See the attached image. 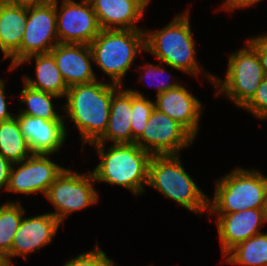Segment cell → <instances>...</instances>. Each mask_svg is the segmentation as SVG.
I'll return each instance as SVG.
<instances>
[{"instance_id":"6da1fadb","label":"cell","mask_w":267,"mask_h":266,"mask_svg":"<svg viewBox=\"0 0 267 266\" xmlns=\"http://www.w3.org/2000/svg\"><path fill=\"white\" fill-rule=\"evenodd\" d=\"M121 86L98 80L70 86L63 106L69 118L75 123L82 138V143L96 142L106 131L110 116L113 94Z\"/></svg>"},{"instance_id":"7a4b0ae2","label":"cell","mask_w":267,"mask_h":266,"mask_svg":"<svg viewBox=\"0 0 267 266\" xmlns=\"http://www.w3.org/2000/svg\"><path fill=\"white\" fill-rule=\"evenodd\" d=\"M101 162L94 168L95 181L118 185L139 196L148 181V166L152 155L132 144H113L105 152L104 143H91Z\"/></svg>"},{"instance_id":"3957f363","label":"cell","mask_w":267,"mask_h":266,"mask_svg":"<svg viewBox=\"0 0 267 266\" xmlns=\"http://www.w3.org/2000/svg\"><path fill=\"white\" fill-rule=\"evenodd\" d=\"M189 18V12L186 11L176 15L158 31L144 30L145 51L175 70L198 77L201 68L195 58L196 42L193 40Z\"/></svg>"},{"instance_id":"277c9868","label":"cell","mask_w":267,"mask_h":266,"mask_svg":"<svg viewBox=\"0 0 267 266\" xmlns=\"http://www.w3.org/2000/svg\"><path fill=\"white\" fill-rule=\"evenodd\" d=\"M180 155H153L148 166L147 185L200 215L208 210V196L185 171Z\"/></svg>"},{"instance_id":"5b68a950","label":"cell","mask_w":267,"mask_h":266,"mask_svg":"<svg viewBox=\"0 0 267 266\" xmlns=\"http://www.w3.org/2000/svg\"><path fill=\"white\" fill-rule=\"evenodd\" d=\"M215 184L214 198L208 200L210 214L265 209L267 176L257 169L235 168Z\"/></svg>"},{"instance_id":"8992f818","label":"cell","mask_w":267,"mask_h":266,"mask_svg":"<svg viewBox=\"0 0 267 266\" xmlns=\"http://www.w3.org/2000/svg\"><path fill=\"white\" fill-rule=\"evenodd\" d=\"M89 45L93 62L111 78L110 83L122 87L136 56L145 50V32L144 29L101 30Z\"/></svg>"},{"instance_id":"52a82bcc","label":"cell","mask_w":267,"mask_h":266,"mask_svg":"<svg viewBox=\"0 0 267 266\" xmlns=\"http://www.w3.org/2000/svg\"><path fill=\"white\" fill-rule=\"evenodd\" d=\"M208 75V76H207ZM204 71V77L217 86L220 93L226 95L234 104L242 108L254 95L265 74L256 50L247 42V46L229 56L225 79Z\"/></svg>"},{"instance_id":"ba28073f","label":"cell","mask_w":267,"mask_h":266,"mask_svg":"<svg viewBox=\"0 0 267 266\" xmlns=\"http://www.w3.org/2000/svg\"><path fill=\"white\" fill-rule=\"evenodd\" d=\"M59 43L56 0L27 2V22L19 51L11 58L14 70L28 56L48 53Z\"/></svg>"},{"instance_id":"9c48e42d","label":"cell","mask_w":267,"mask_h":266,"mask_svg":"<svg viewBox=\"0 0 267 266\" xmlns=\"http://www.w3.org/2000/svg\"><path fill=\"white\" fill-rule=\"evenodd\" d=\"M94 182L92 172L79 174L65 168L45 195L56 209L50 213L62 223L74 211L96 204L99 195L92 185Z\"/></svg>"},{"instance_id":"30bf717a","label":"cell","mask_w":267,"mask_h":266,"mask_svg":"<svg viewBox=\"0 0 267 266\" xmlns=\"http://www.w3.org/2000/svg\"><path fill=\"white\" fill-rule=\"evenodd\" d=\"M195 138L177 121L154 108L142 135L135 141L153 155H180Z\"/></svg>"},{"instance_id":"8fae6325","label":"cell","mask_w":267,"mask_h":266,"mask_svg":"<svg viewBox=\"0 0 267 266\" xmlns=\"http://www.w3.org/2000/svg\"><path fill=\"white\" fill-rule=\"evenodd\" d=\"M56 0V24L59 43L89 45L102 30L89 0ZM60 12H59V11Z\"/></svg>"},{"instance_id":"7c38bea8","label":"cell","mask_w":267,"mask_h":266,"mask_svg":"<svg viewBox=\"0 0 267 266\" xmlns=\"http://www.w3.org/2000/svg\"><path fill=\"white\" fill-rule=\"evenodd\" d=\"M48 157V154H32L27 159L14 163L7 191L25 195L41 192L46 195L50 185L65 169Z\"/></svg>"},{"instance_id":"4fadbf2b","label":"cell","mask_w":267,"mask_h":266,"mask_svg":"<svg viewBox=\"0 0 267 266\" xmlns=\"http://www.w3.org/2000/svg\"><path fill=\"white\" fill-rule=\"evenodd\" d=\"M212 214H218L217 231L223 256L239 243L262 233L259 231L260 226L267 223L264 209H246L233 213Z\"/></svg>"},{"instance_id":"5bb4252c","label":"cell","mask_w":267,"mask_h":266,"mask_svg":"<svg viewBox=\"0 0 267 266\" xmlns=\"http://www.w3.org/2000/svg\"><path fill=\"white\" fill-rule=\"evenodd\" d=\"M15 116L32 154L51 155L61 149L67 135L66 122L21 113Z\"/></svg>"},{"instance_id":"9a60e30c","label":"cell","mask_w":267,"mask_h":266,"mask_svg":"<svg viewBox=\"0 0 267 266\" xmlns=\"http://www.w3.org/2000/svg\"><path fill=\"white\" fill-rule=\"evenodd\" d=\"M50 53L68 87L97 80L91 65L93 54L90 45L58 43Z\"/></svg>"},{"instance_id":"2e32d148","label":"cell","mask_w":267,"mask_h":266,"mask_svg":"<svg viewBox=\"0 0 267 266\" xmlns=\"http://www.w3.org/2000/svg\"><path fill=\"white\" fill-rule=\"evenodd\" d=\"M60 221L51 213L22 218L11 245V257L27 255L50 244L56 235Z\"/></svg>"},{"instance_id":"e0dca14e","label":"cell","mask_w":267,"mask_h":266,"mask_svg":"<svg viewBox=\"0 0 267 266\" xmlns=\"http://www.w3.org/2000/svg\"><path fill=\"white\" fill-rule=\"evenodd\" d=\"M181 84L157 94L155 108L181 124L194 138L199 130L202 104Z\"/></svg>"},{"instance_id":"ac0fdd59","label":"cell","mask_w":267,"mask_h":266,"mask_svg":"<svg viewBox=\"0 0 267 266\" xmlns=\"http://www.w3.org/2000/svg\"><path fill=\"white\" fill-rule=\"evenodd\" d=\"M102 30L140 29L136 23L145 9L134 0H89Z\"/></svg>"},{"instance_id":"d6986e66","label":"cell","mask_w":267,"mask_h":266,"mask_svg":"<svg viewBox=\"0 0 267 266\" xmlns=\"http://www.w3.org/2000/svg\"><path fill=\"white\" fill-rule=\"evenodd\" d=\"M27 22V2L0 0V50L12 58L20 49Z\"/></svg>"},{"instance_id":"ffe728a7","label":"cell","mask_w":267,"mask_h":266,"mask_svg":"<svg viewBox=\"0 0 267 266\" xmlns=\"http://www.w3.org/2000/svg\"><path fill=\"white\" fill-rule=\"evenodd\" d=\"M131 113L132 92L120 87L112 96L107 129L94 143L132 144Z\"/></svg>"},{"instance_id":"44dd1931","label":"cell","mask_w":267,"mask_h":266,"mask_svg":"<svg viewBox=\"0 0 267 266\" xmlns=\"http://www.w3.org/2000/svg\"><path fill=\"white\" fill-rule=\"evenodd\" d=\"M33 57L36 63V79L25 76L23 83L33 89L54 94L60 98L65 97L69 87L50 52L28 56L18 66L32 61Z\"/></svg>"},{"instance_id":"7402d4cb","label":"cell","mask_w":267,"mask_h":266,"mask_svg":"<svg viewBox=\"0 0 267 266\" xmlns=\"http://www.w3.org/2000/svg\"><path fill=\"white\" fill-rule=\"evenodd\" d=\"M0 154L12 164L32 155L15 114L11 119L0 121Z\"/></svg>"},{"instance_id":"603a6c76","label":"cell","mask_w":267,"mask_h":266,"mask_svg":"<svg viewBox=\"0 0 267 266\" xmlns=\"http://www.w3.org/2000/svg\"><path fill=\"white\" fill-rule=\"evenodd\" d=\"M226 263L244 266H267V233H260L239 243L226 255Z\"/></svg>"},{"instance_id":"cb8c5ba5","label":"cell","mask_w":267,"mask_h":266,"mask_svg":"<svg viewBox=\"0 0 267 266\" xmlns=\"http://www.w3.org/2000/svg\"><path fill=\"white\" fill-rule=\"evenodd\" d=\"M21 103L26 104V109H22L19 113L26 114L33 117H41L46 120H64V116L59 115L54 110L52 98H59L58 96L46 93L40 90L33 89L24 83V87L20 92Z\"/></svg>"},{"instance_id":"d4e9b609","label":"cell","mask_w":267,"mask_h":266,"mask_svg":"<svg viewBox=\"0 0 267 266\" xmlns=\"http://www.w3.org/2000/svg\"><path fill=\"white\" fill-rule=\"evenodd\" d=\"M25 210L19 202H9L0 205V252L8 256L11 260V245L15 233L22 222Z\"/></svg>"},{"instance_id":"484cf974","label":"cell","mask_w":267,"mask_h":266,"mask_svg":"<svg viewBox=\"0 0 267 266\" xmlns=\"http://www.w3.org/2000/svg\"><path fill=\"white\" fill-rule=\"evenodd\" d=\"M132 92V113H131V129L132 143L142 135L147 121L155 108V103L144 97L138 91L129 89Z\"/></svg>"},{"instance_id":"4316f807","label":"cell","mask_w":267,"mask_h":266,"mask_svg":"<svg viewBox=\"0 0 267 266\" xmlns=\"http://www.w3.org/2000/svg\"><path fill=\"white\" fill-rule=\"evenodd\" d=\"M63 266H116L106 253L97 244L89 252L81 253L67 261Z\"/></svg>"},{"instance_id":"83f0119b","label":"cell","mask_w":267,"mask_h":266,"mask_svg":"<svg viewBox=\"0 0 267 266\" xmlns=\"http://www.w3.org/2000/svg\"><path fill=\"white\" fill-rule=\"evenodd\" d=\"M259 119H267V76L255 91L252 98L242 107Z\"/></svg>"},{"instance_id":"f1b7e54d","label":"cell","mask_w":267,"mask_h":266,"mask_svg":"<svg viewBox=\"0 0 267 266\" xmlns=\"http://www.w3.org/2000/svg\"><path fill=\"white\" fill-rule=\"evenodd\" d=\"M139 69L143 68L145 71V75L152 78H158L159 75H162V73H165V69L163 68L162 65H154L147 63L146 66H139ZM146 81V80H145ZM154 85V84H153ZM178 84L177 82H171V83H165L164 81H161V84L154 85L157 88V94L165 92L167 90H170L172 88L177 87Z\"/></svg>"},{"instance_id":"f546056e","label":"cell","mask_w":267,"mask_h":266,"mask_svg":"<svg viewBox=\"0 0 267 266\" xmlns=\"http://www.w3.org/2000/svg\"><path fill=\"white\" fill-rule=\"evenodd\" d=\"M257 52L265 76H267V34L250 38L247 41Z\"/></svg>"},{"instance_id":"4dcf8cb0","label":"cell","mask_w":267,"mask_h":266,"mask_svg":"<svg viewBox=\"0 0 267 266\" xmlns=\"http://www.w3.org/2000/svg\"><path fill=\"white\" fill-rule=\"evenodd\" d=\"M12 163L0 154V190H7Z\"/></svg>"},{"instance_id":"1f68e13d","label":"cell","mask_w":267,"mask_h":266,"mask_svg":"<svg viewBox=\"0 0 267 266\" xmlns=\"http://www.w3.org/2000/svg\"><path fill=\"white\" fill-rule=\"evenodd\" d=\"M5 81L0 79V121H5L13 118L14 116L8 111V106L5 96Z\"/></svg>"},{"instance_id":"d6a6232c","label":"cell","mask_w":267,"mask_h":266,"mask_svg":"<svg viewBox=\"0 0 267 266\" xmlns=\"http://www.w3.org/2000/svg\"><path fill=\"white\" fill-rule=\"evenodd\" d=\"M260 1L261 0H225L221 9L223 8V10L226 9L228 11H233L235 9L246 8V7L248 8L249 6L257 4V2Z\"/></svg>"},{"instance_id":"836d02e7","label":"cell","mask_w":267,"mask_h":266,"mask_svg":"<svg viewBox=\"0 0 267 266\" xmlns=\"http://www.w3.org/2000/svg\"><path fill=\"white\" fill-rule=\"evenodd\" d=\"M0 266H12L9 262L8 256L0 252Z\"/></svg>"},{"instance_id":"e575fe53","label":"cell","mask_w":267,"mask_h":266,"mask_svg":"<svg viewBox=\"0 0 267 266\" xmlns=\"http://www.w3.org/2000/svg\"><path fill=\"white\" fill-rule=\"evenodd\" d=\"M138 2L144 9L151 2V0H134Z\"/></svg>"},{"instance_id":"d590c367","label":"cell","mask_w":267,"mask_h":266,"mask_svg":"<svg viewBox=\"0 0 267 266\" xmlns=\"http://www.w3.org/2000/svg\"><path fill=\"white\" fill-rule=\"evenodd\" d=\"M265 214H266V217H267V189H266V198H265Z\"/></svg>"},{"instance_id":"8d00e7d4","label":"cell","mask_w":267,"mask_h":266,"mask_svg":"<svg viewBox=\"0 0 267 266\" xmlns=\"http://www.w3.org/2000/svg\"><path fill=\"white\" fill-rule=\"evenodd\" d=\"M8 1H24V2H32V1H40V0H8Z\"/></svg>"}]
</instances>
